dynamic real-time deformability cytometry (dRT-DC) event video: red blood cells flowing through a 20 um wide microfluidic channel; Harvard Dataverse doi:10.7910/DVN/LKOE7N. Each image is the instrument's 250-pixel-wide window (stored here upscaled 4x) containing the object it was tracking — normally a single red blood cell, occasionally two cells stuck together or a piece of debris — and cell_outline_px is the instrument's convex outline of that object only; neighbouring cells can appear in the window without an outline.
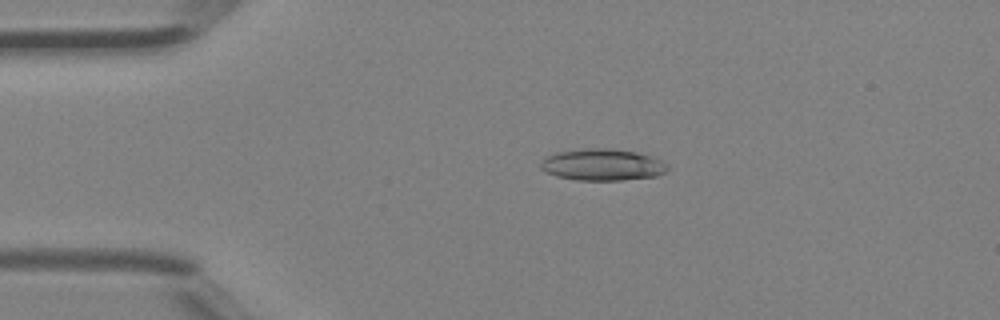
{"species": "Egyptian fruit bat (a non-hibernating species)", "species_latin": "Rousettus aegyptiacus", "temperature_condition": "room temperature", "stored_images_in_passage": 38, "camera_frame_rate_fps": 3000, "um_per_image_px": 0.085, "animal": {"sex": "female"}, "frame": {"image": 1, "passage_image": 2, "time_ms": 0.333, "image_size_px": [1000, 320], "cell_outline_px": [[668, 168], [664, 172], [656, 176], [620, 180], [576, 180], [556, 176], [540, 168], [540, 164], [544, 156], [556, 152], [580, 148], [604, 148], [636, 152], [660, 160], [668, 164]], "centroid_in_image_um": [51.15, 13.99], "position_along_channel_um": 33.8, "area_um2": 23.35}}
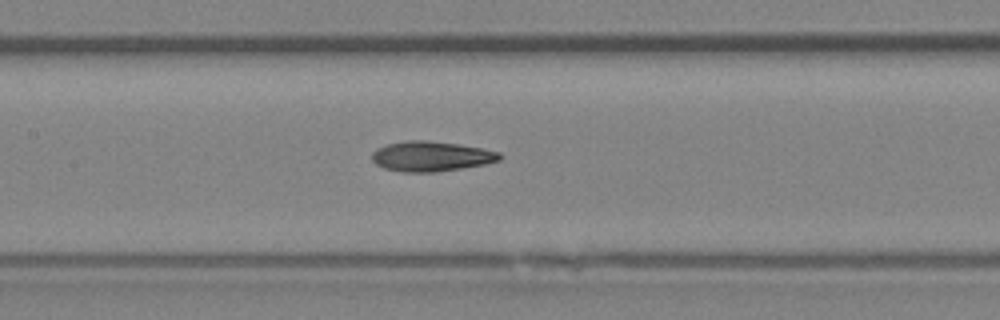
{"frame": {"image": 2, "passage_image": 14, "time_ms": 4.333, "image_size_px": [1000, 320], "cell_outline_px": [[504, 156], [500, 160], [484, 164], [436, 172], [400, 172], [384, 168], [376, 164], [372, 160], [372, 152], [376, 148], [388, 144], [408, 140], [424, 140], [460, 144], [484, 148], [500, 152]], "centroid_in_image_um": [36.66, 13.28], "position_along_channel_um": 170.7, "area_um2": 22.48}}
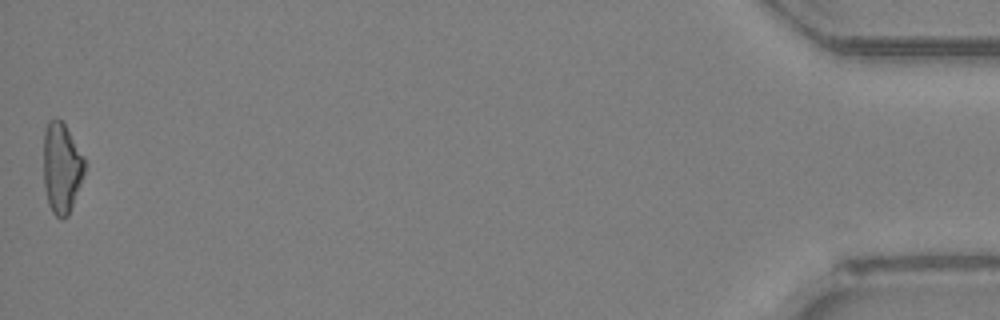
{"frame": {"image": 3, "passage_image": 38, "time_ms": 12.333, "image_size_px": [1000, 320], "cell_outline_px": [[84, 172], [80, 184], [68, 216], [64, 220], [60, 220], [52, 212], [48, 204], [44, 188], [44, 132], [48, 120], [56, 116], [64, 124], [84, 156]], "centroid_in_image_um": [5.21, 14.28], "position_along_channel_um": 430.0, "area_um2": 21.68}, "authors_computed_cell_mechanics": {"area_um2": 21.9929, "velocity_mm_per_s": 4.4839, "shape_relaxation_time_tau1_ms": 6.4395, "shape_relaxation_time_tau2_ms": 4.2862, "deformation_change_tau1": 0.1799, "deformation_change_tau2": 0.1399}}